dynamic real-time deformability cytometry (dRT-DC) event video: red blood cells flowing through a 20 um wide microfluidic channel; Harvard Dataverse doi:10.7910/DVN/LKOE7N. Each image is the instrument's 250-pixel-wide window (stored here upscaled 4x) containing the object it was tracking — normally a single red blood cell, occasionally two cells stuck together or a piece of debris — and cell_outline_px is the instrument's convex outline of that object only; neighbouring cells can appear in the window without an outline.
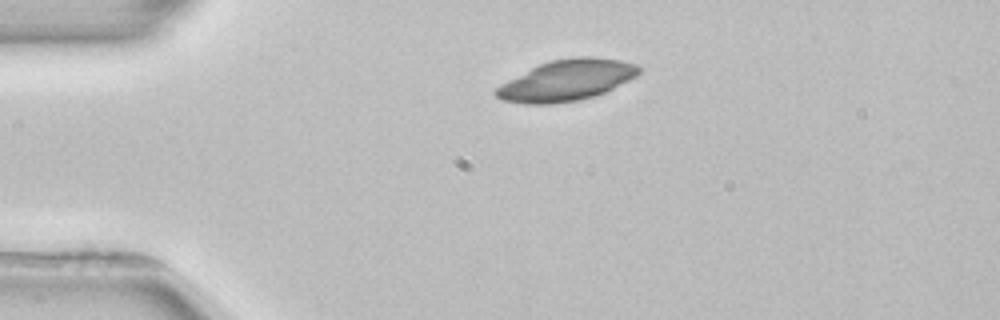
{"species": "common noctule bat (a hibernating species)", "species_latin": "Nyctalus noctula", "temperature_condition": "room temperature", "stored_images_in_passage": 2, "camera_frame_rate_fps": 3000, "um_per_image_px": 0.085, "animal": {"sex": "female", "body_mass_g": 22.7, "forearm_length_mm": 54.2}, "frame": {"image": 1, "passage_image": 1, "time_ms": 0.0, "image_size_px": [1000, 320], "cell_outline_px": [[640, 72], [636, 76], [604, 92], [580, 100], [552, 104], [524, 104], [500, 100], [492, 92], [500, 84], [540, 64], [552, 60], [576, 56], [592, 56], [620, 60], [636, 64], [640, 68]], "centroid_in_image_um": [48.13, 6.83], "position_along_channel_um": 36.9, "area_um2": 33.93}}